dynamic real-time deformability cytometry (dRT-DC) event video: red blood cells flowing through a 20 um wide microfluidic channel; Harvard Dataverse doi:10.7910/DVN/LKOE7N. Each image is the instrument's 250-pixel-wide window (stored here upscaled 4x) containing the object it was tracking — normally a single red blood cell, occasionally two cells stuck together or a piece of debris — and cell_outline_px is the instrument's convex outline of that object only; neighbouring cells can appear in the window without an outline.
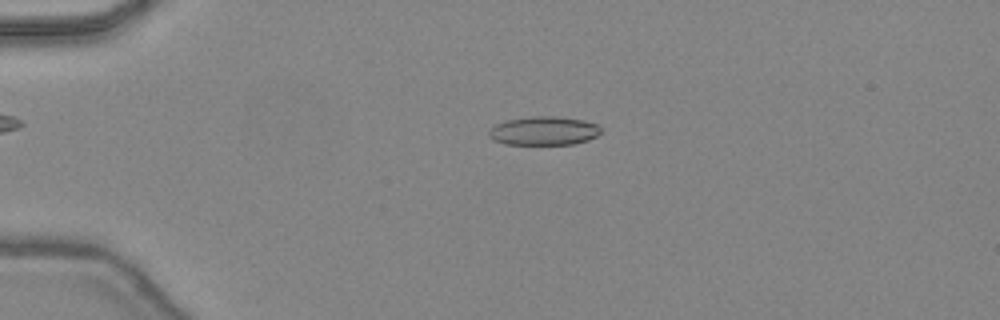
{"species": "common noctule bat (a hibernating species)", "species_latin": "Nyctalus noctula", "temperature_condition": "warm", "stored_images_in_passage": 42, "camera_frame_rate_fps": 3000, "um_per_image_px": 0.085, "animal": {"sex": "female", "body_mass_g": 24.6, "forearm_length_mm": 56.2}, "frame": {"image": 1, "passage_image": 7, "time_ms": 2.0, "image_size_px": [1000, 320], "cell_outline_px": [[600, 132], [596, 136], [588, 140], [572, 144], [504, 144], [492, 140], [488, 136], [488, 132], [496, 124], [504, 120], [532, 116], [556, 116], [584, 120], [596, 124], [600, 128]], "centroid_in_image_um": [46.19, 11.11], "position_along_channel_um": 38.8, "area_um2": 18.79}}
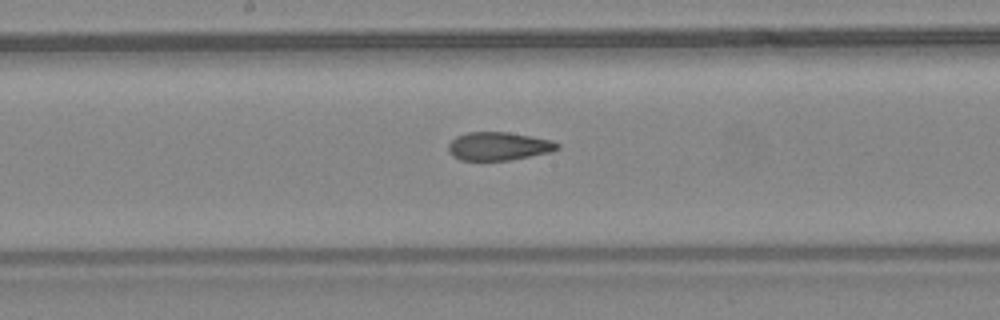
{"frame": {"image": 2, "passage_image": 21, "time_ms": 6.667, "image_size_px": [1000, 320], "cell_outline_px": [[560, 148], [552, 152], [508, 160], [460, 160], [452, 156], [448, 152], [448, 144], [456, 136], [468, 132], [508, 132], [552, 140], [560, 144]], "centroid_in_image_um": [42.38, 12.43], "position_along_channel_um": 205.8, "area_um2": 18.03}}
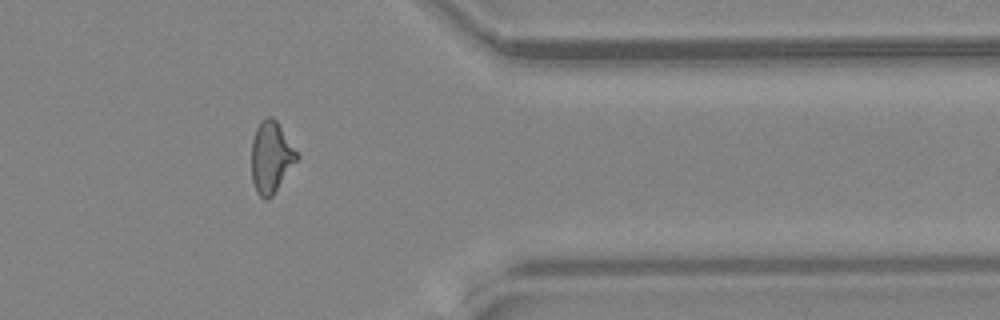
{"frame": {"image": 3, "passage_image": 34, "time_ms": 11.0, "image_size_px": [1000, 320], "cell_outline_px": [[300, 156], [272, 196], [268, 200], [264, 200], [256, 192], [252, 180], [252, 140], [256, 128], [260, 120], [268, 116], [272, 116], [276, 120]], "centroid_in_image_um": [23.03, 13.36], "position_along_channel_um": 388.4, "area_um2": 18.84}, "authors_computed_cell_mechanics": {"area_um2": 18.8428, "velocity_mm_per_s": 4.5073, "shape_relaxation_time_tau1_ms": null, "shape_relaxation_time_tau2_ms": 1.8035, "deformation_change_tau1": null, "deformation_change_tau2": 0.0972}}